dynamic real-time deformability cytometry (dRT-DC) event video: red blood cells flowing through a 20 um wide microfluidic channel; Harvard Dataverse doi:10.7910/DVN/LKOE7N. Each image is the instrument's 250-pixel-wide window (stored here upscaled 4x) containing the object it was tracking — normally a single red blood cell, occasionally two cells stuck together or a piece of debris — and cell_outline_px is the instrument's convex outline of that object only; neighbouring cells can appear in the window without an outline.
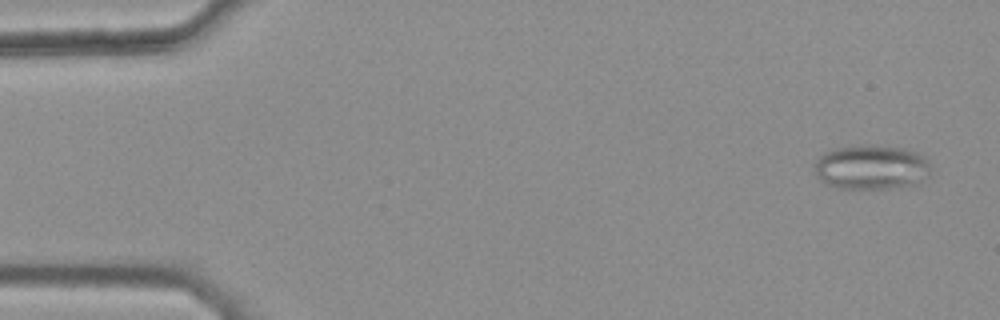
{"species": "common noctule bat (a hibernating species)", "species_latin": "Nyctalus noctula", "temperature_condition": "warm", "stored_images_in_passage": 47, "camera_frame_rate_fps": 3000, "um_per_image_px": 0.085, "animal": {"sex": "female", "body_mass_g": 25.1}, "frame": {"image": 1, "passage_image": 3, "time_ms": 0.667, "image_size_px": [1000, 320], "cell_outline_px": [[928, 176], [920, 184], [892, 188], [840, 188], [824, 184], [816, 176], [812, 164], [824, 152], [836, 148], [868, 144], [876, 144], [904, 148], [916, 152], [924, 156], [928, 160]], "centroid_in_image_um": [74.04, 14.21], "position_along_channel_um": 11.0, "area_um2": 30.69}}
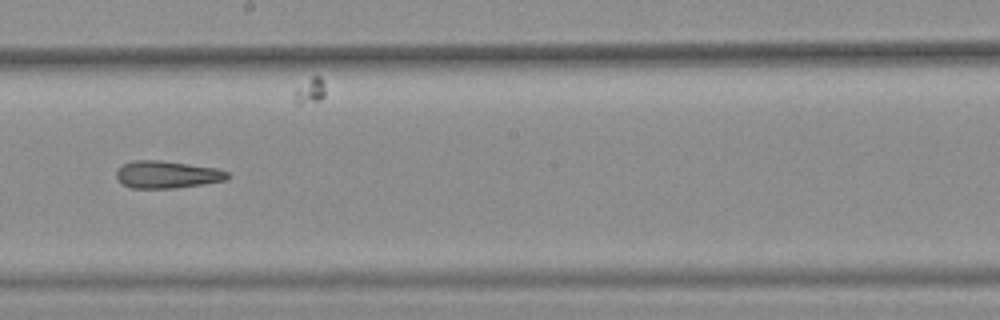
{"frame": {"image": 2, "passage_image": 30, "time_ms": 9.667, "image_size_px": [1000, 320], "cell_outline_px": [[228, 176], [224, 180], [176, 188], [132, 188], [124, 184], [116, 176], [116, 172], [124, 164], [132, 160], [160, 160], [216, 168], [228, 172]], "centroid_in_image_um": [14.17, 14.83], "position_along_channel_um": 234.0, "area_um2": 17.34}}
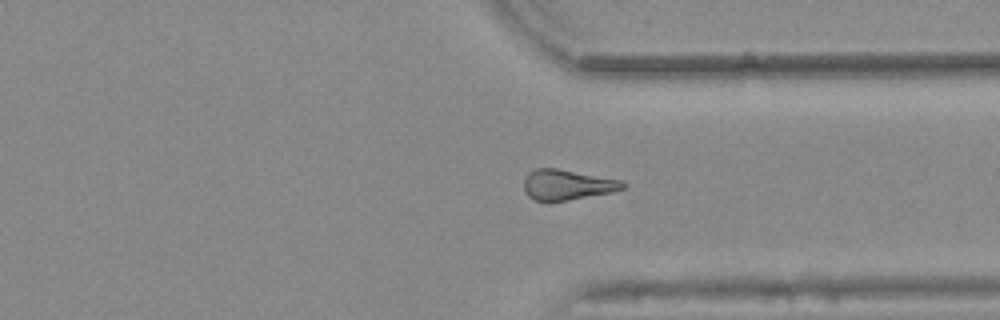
{"frame": {"image": 3, "passage_image": 40, "time_ms": 13.0, "image_size_px": [1000, 320], "cell_outline_px": [[628, 184], [624, 188], [612, 192], [548, 204], [532, 200], [524, 192], [524, 180], [528, 172], [536, 168], [556, 168], [620, 180]], "centroid_in_image_um": [48.15, 15.74], "position_along_channel_um": 363.3, "area_um2": 17.92}}